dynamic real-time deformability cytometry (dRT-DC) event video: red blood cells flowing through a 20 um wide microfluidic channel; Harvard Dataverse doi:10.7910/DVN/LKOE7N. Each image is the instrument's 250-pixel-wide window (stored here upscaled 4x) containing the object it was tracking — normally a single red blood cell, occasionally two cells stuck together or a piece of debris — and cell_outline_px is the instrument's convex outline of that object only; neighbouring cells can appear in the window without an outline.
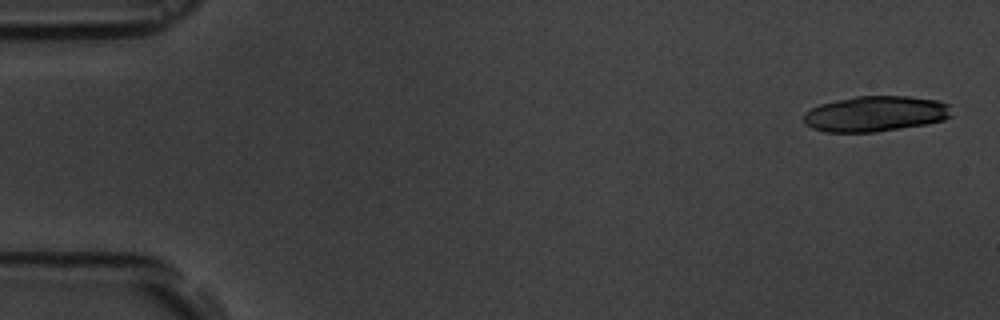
{"species": "common noctule bat (a hibernating species)", "species_latin": "Nyctalus noctula", "temperature_condition": "room temperature", "stored_images_in_passage": 7, "camera_frame_rate_fps": 3000, "um_per_image_px": 0.085, "animal": {"sex": "male", "body_mass_g": 19.5, "forearm_length_mm": 54.6}, "frame": {"image": 1, "passage_image": 1, "time_ms": 0.0, "image_size_px": [1000, 320], "cell_outline_px": [[952, 116], [944, 120], [928, 124], [876, 132], [824, 132], [812, 128], [804, 124], [804, 112], [820, 104], [836, 100], [856, 96], [908, 96], [936, 100], [952, 104]], "centroid_in_image_um": [74.45, 9.67], "position_along_channel_um": 10.6, "area_um2": 31.04}}
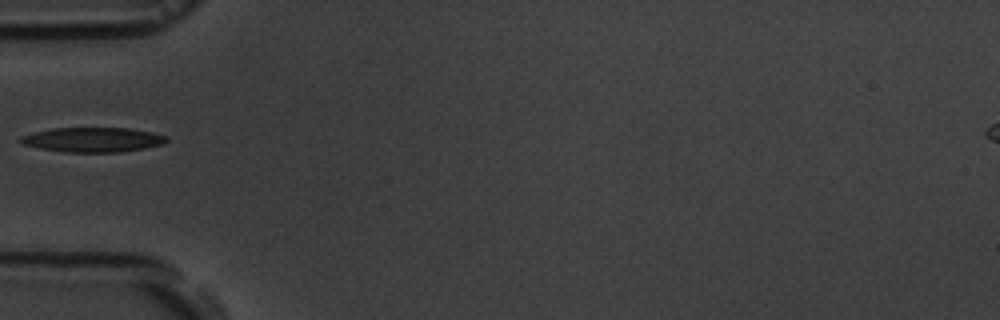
{"frame": {"image": 2, "passage_image": 6, "time_ms": 5.667, "image_size_px": [1000, 320], "cell_outline_px": [[168, 140], [164, 144], [144, 148], [120, 152], [64, 152], [40, 148], [24, 144], [20, 140], [20, 136], [52, 128], [128, 128], [152, 132], [168, 136]], "centroid_in_image_um": [7.94, 11.87], "position_along_channel_um": 77.1, "area_um2": 20.87}}
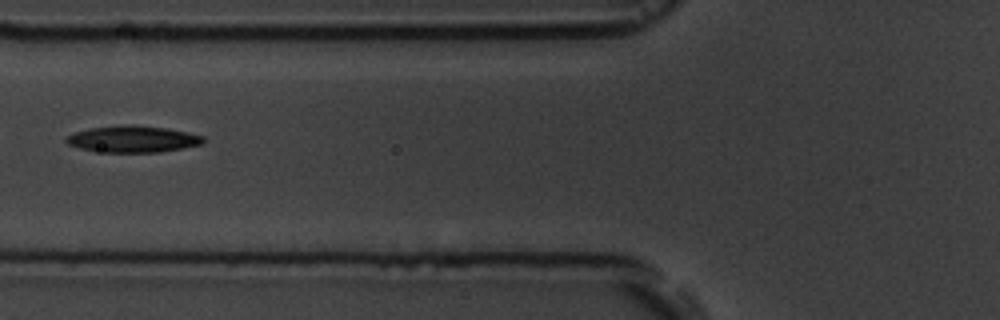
{"frame": {"image": 3, "passage_image": 7, "time_ms": 6.667, "image_size_px": [1000, 320], "cell_outline_px": [[204, 144], [184, 148], [160, 152], [104, 152], [80, 148], [68, 144], [64, 140], [68, 136], [76, 132], [92, 128], [124, 124], [132, 124], [168, 128], [188, 132], [204, 136]], "centroid_in_image_um": [11.35, 11.82], "position_along_channel_um": 114.4, "area_um2": 21.27}}